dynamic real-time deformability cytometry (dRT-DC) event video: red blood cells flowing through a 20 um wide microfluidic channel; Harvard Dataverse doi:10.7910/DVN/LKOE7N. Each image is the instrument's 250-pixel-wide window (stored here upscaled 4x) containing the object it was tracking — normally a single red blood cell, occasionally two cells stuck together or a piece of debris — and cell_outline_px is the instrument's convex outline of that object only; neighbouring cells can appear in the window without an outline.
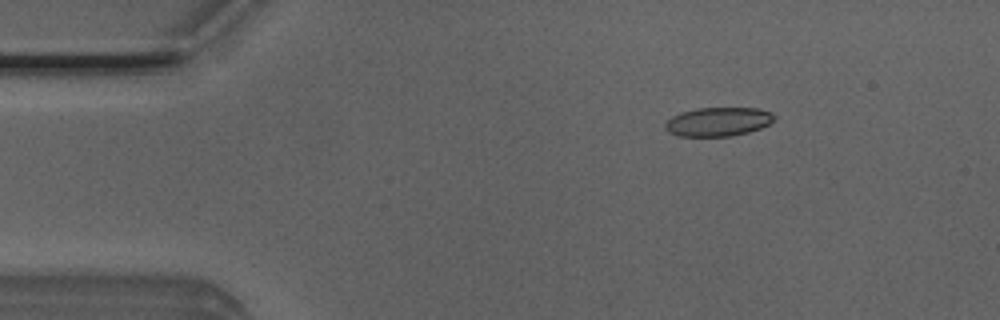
{"species": "Egyptian fruit bat (a non-hibernating species)", "species_latin": "Rousettus aegyptiacus", "temperature_condition": "room temperature", "stored_images_in_passage": 40, "camera_frame_rate_fps": 3000, "um_per_image_px": 0.085, "animal": {"sex": "male"}, "frame": {"image": 1, "passage_image": 1, "time_ms": 0.0, "image_size_px": [1000, 320], "cell_outline_px": [[776, 120], [760, 128], [748, 132], [732, 136], [676, 136], [668, 132], [664, 128], [664, 124], [672, 116], [680, 112], [696, 108], [760, 108], [776, 116]], "centroid_in_image_um": [61.02, 10.35], "position_along_channel_um": 24.0, "area_um2": 18.5}}
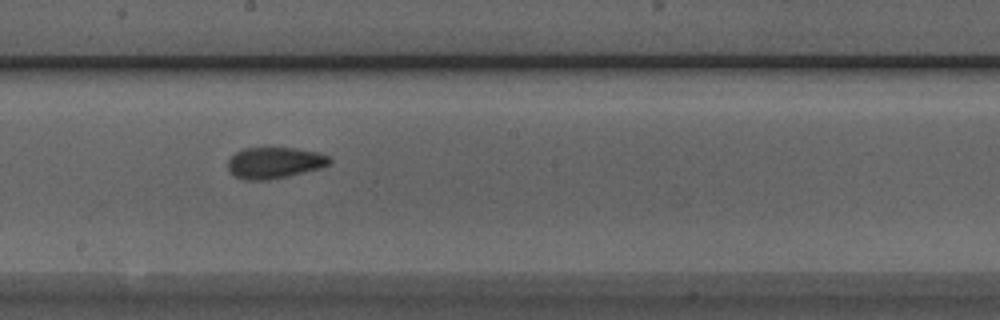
{"frame": {"image": 2, "passage_image": 21, "time_ms": 6.667, "image_size_px": [1000, 320], "cell_outline_px": [[332, 160], [328, 164], [320, 168], [288, 176], [268, 180], [244, 180], [228, 172], [228, 160], [236, 152], [244, 148], [296, 148], [316, 152], [328, 156]], "centroid_in_image_um": [23.3, 13.84], "position_along_channel_um": 224.9, "area_um2": 18.44}}
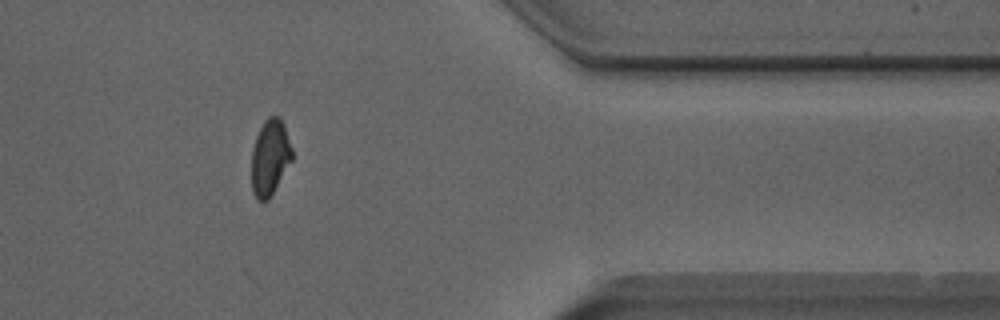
{"frame": {"image": 3, "passage_image": 35, "time_ms": 11.333, "image_size_px": [1000, 320], "cell_outline_px": [[292, 160], [268, 200], [256, 200], [252, 192], [252, 152], [256, 136], [264, 120], [268, 116], [280, 116], [284, 124], [292, 148]], "centroid_in_image_um": [22.95, 13.36], "position_along_channel_um": 388.5, "area_um2": 17.86}, "authors_computed_cell_mechanics": {"area_um2": 18.496, "velocity_mm_per_s": 4.0063, "shape_relaxation_time_tau1_ms": null, "shape_relaxation_time_tau2_ms": 1.8795, "deformation_change_tau1": null, "deformation_change_tau2": 0.0755}}